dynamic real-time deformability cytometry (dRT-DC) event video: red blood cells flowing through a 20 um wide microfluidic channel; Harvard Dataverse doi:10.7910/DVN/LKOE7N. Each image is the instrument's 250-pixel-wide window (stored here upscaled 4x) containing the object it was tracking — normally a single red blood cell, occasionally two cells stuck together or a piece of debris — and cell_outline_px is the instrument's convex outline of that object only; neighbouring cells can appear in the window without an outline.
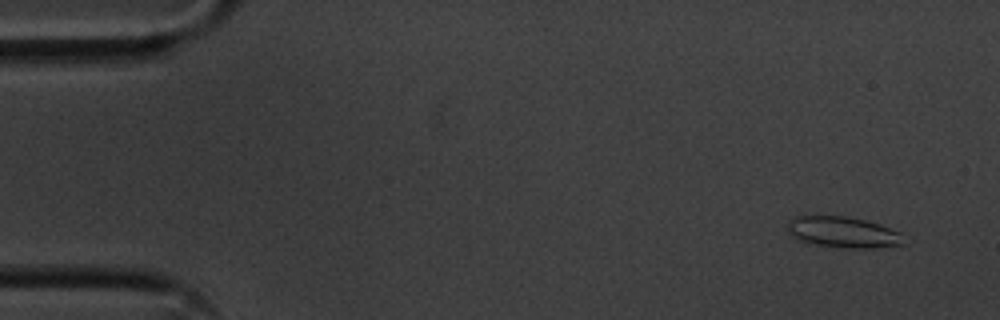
{"species": "common noctule bat (a hibernating species)", "species_latin": "Nyctalus noctula", "temperature_condition": "cold", "stored_images_in_passage": 8, "camera_frame_rate_fps": 3000, "um_per_image_px": 0.085, "animal": {"sex": "male", "body_mass_g": 20.1, "forearm_length_mm": 53.5}, "frame": {"image": 1, "passage_image": 1, "time_ms": 0.0, "image_size_px": [1000, 320], "cell_outline_px": [[904, 244], [876, 248], [844, 248], [816, 244], [796, 240], [788, 236], [788, 220], [804, 212], [844, 216], [864, 220], [880, 224], [900, 232]], "centroid_in_image_um": [71.54, 19.69], "position_along_channel_um": 13.5, "area_um2": 21.79}}
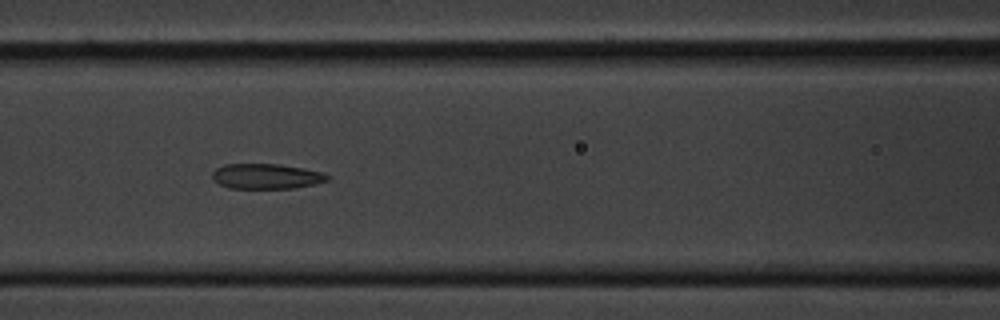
{"frame": {"image": 2, "passage_image": 7, "time_ms": 2.0, "image_size_px": [1000, 320], "cell_outline_px": [[332, 176], [328, 180], [312, 184], [292, 188], [228, 188], [212, 180], [212, 172], [216, 168], [224, 164], [280, 164], [304, 168], [320, 172]], "centroid_in_image_um": [22.6, 14.98], "position_along_channel_um": 144.0, "area_um2": 16.88}}
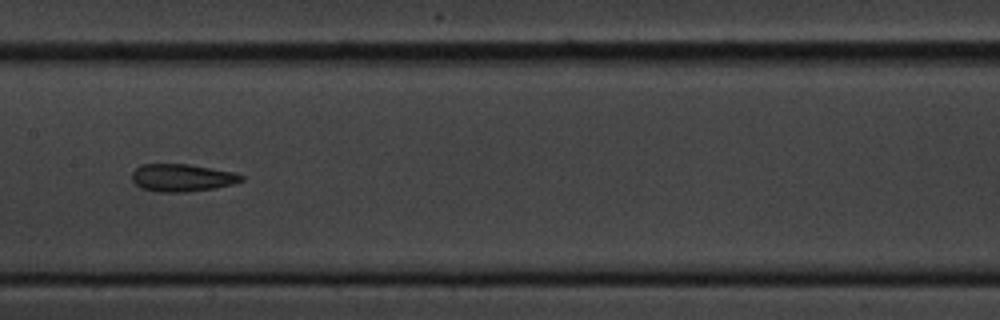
{"frame": {"image": 3, "passage_image": 8, "time_ms": 2.333, "image_size_px": [1000, 320], "cell_outline_px": [[244, 180], [232, 184], [212, 188], [184, 192], [160, 192], [140, 188], [132, 180], [132, 172], [140, 164], [188, 164], [232, 172], [244, 176]], "centroid_in_image_um": [15.43, 15.1], "position_along_channel_um": 192.0, "area_um2": 17.4}}